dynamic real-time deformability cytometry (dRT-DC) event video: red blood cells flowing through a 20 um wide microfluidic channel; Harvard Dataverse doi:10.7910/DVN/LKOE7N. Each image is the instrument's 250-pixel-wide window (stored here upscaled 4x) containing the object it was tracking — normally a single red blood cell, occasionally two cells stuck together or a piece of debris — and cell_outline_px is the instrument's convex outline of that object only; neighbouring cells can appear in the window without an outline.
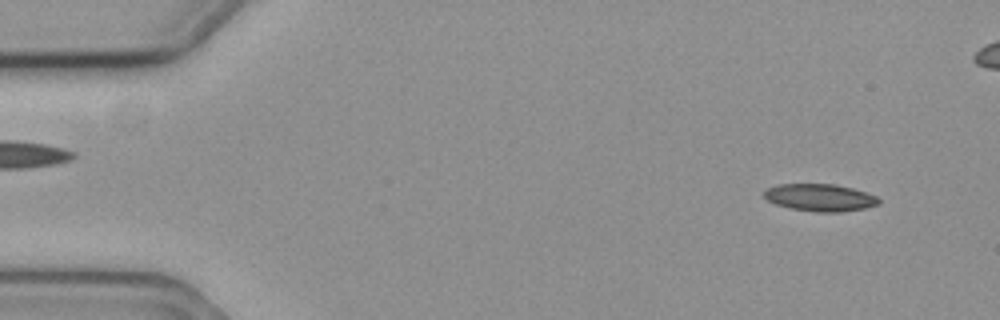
{"species": "common noctule bat (a hibernating species)", "species_latin": "Nyctalus noctula", "temperature_condition": "cold", "stored_images_in_passage": 51, "camera_frame_rate_fps": 3000, "um_per_image_px": 0.085, "animal": {"sex": "female", "body_mass_g": 19.3, "forearm_length_mm": 54.1}, "frame": {"image": 1, "passage_image": 2, "time_ms": 0.333, "image_size_px": [1000, 320], "cell_outline_px": [[880, 204], [864, 208], [836, 212], [816, 212], [792, 208], [776, 204], [768, 200], [764, 196], [764, 192], [768, 188], [776, 184], [836, 184], [852, 188], [876, 196], [880, 200]], "centroid_in_image_um": [69.7, 16.78], "position_along_channel_um": 15.3, "area_um2": 18.03}}
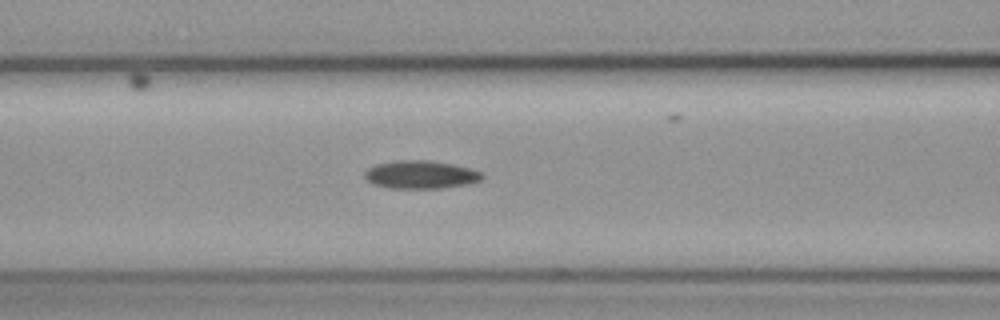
{"frame": {"image": 2, "passage_image": 21, "time_ms": 6.667, "image_size_px": [1000, 320], "cell_outline_px": [[484, 176], [480, 180], [464, 184], [440, 188], [388, 188], [372, 184], [364, 176], [364, 172], [368, 168], [376, 164], [400, 160], [428, 160], [452, 164], [468, 168], [480, 172]], "centroid_in_image_um": [35.7, 14.84], "position_along_channel_um": 130.9, "area_um2": 18.96}}
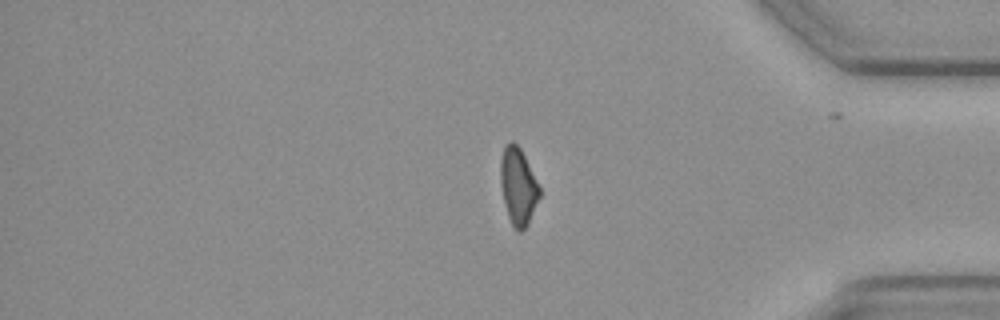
{"frame": {"image": 3, "passage_image": 45, "time_ms": 14.667, "image_size_px": [1000, 320], "cell_outline_px": [[540, 196], [528, 224], [520, 232], [512, 224], [508, 216], [504, 204], [500, 180], [500, 160], [504, 148], [512, 140], [520, 148], [540, 188]], "centroid_in_image_um": [44.03, 15.84], "position_along_channel_um": 391.2, "area_um2": 17.17}}